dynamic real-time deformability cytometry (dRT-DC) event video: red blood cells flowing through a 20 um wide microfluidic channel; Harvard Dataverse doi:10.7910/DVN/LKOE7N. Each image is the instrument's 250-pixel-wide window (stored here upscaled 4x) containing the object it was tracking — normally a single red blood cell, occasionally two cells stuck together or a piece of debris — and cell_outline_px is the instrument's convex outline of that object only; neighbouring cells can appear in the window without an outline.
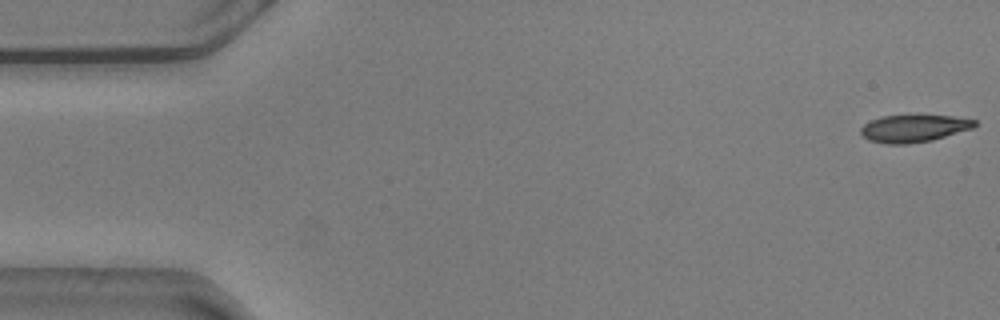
{"species": "common noctule bat (a hibernating species)", "species_latin": "Nyctalus noctula", "temperature_condition": "warm", "stored_images_in_passage": 9, "camera_frame_rate_fps": 3000, "um_per_image_px": 0.085, "animal": {"sex": "male", "body_mass_g": 20.5, "forearm_length_mm": 52.5}, "frame": {"image": 1, "passage_image": 1, "time_ms": 0.0, "image_size_px": [1000, 320], "cell_outline_px": [[976, 124], [972, 128], [932, 140], [908, 144], [888, 144], [868, 140], [860, 132], [860, 128], [864, 124], [872, 120], [884, 116], [952, 116], [976, 120]], "centroid_in_image_um": [77.65, 10.92], "position_along_channel_um": 7.4, "area_um2": 17.8}}